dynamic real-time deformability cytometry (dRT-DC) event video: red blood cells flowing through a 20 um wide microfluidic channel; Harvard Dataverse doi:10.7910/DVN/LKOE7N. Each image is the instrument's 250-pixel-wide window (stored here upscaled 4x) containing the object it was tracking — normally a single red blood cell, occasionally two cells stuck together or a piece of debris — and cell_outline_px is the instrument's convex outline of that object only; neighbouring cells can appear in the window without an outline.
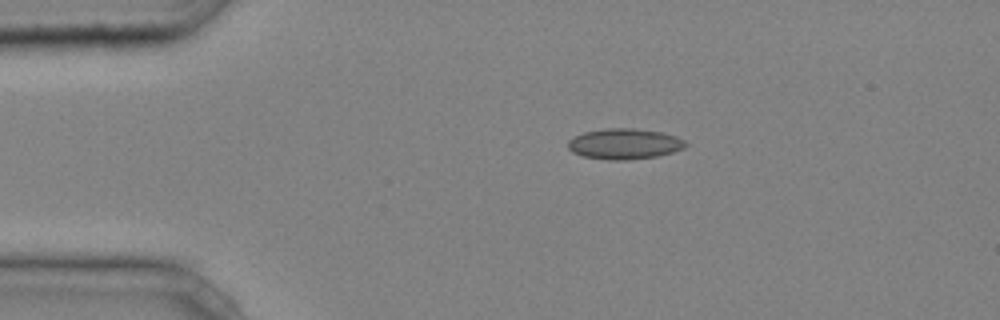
{"species": "common noctule bat (a hibernating species)", "species_latin": "Nyctalus noctula", "temperature_condition": "cold", "stored_images_in_passage": 35, "camera_frame_rate_fps": 3000, "um_per_image_px": 0.085, "animal": {"sex": "male", "body_mass_g": 20.4}, "frame": {"image": 1, "passage_image": 1, "time_ms": 0.0, "image_size_px": [1000, 320], "cell_outline_px": [[688, 144], [684, 148], [672, 152], [656, 156], [628, 160], [608, 160], [584, 156], [572, 152], [568, 148], [568, 140], [572, 136], [584, 132], [604, 128], [632, 128], [660, 132], [676, 136], [684, 140]], "centroid_in_image_um": [53.05, 12.22], "position_along_channel_um": 32.0, "area_um2": 21.04}}
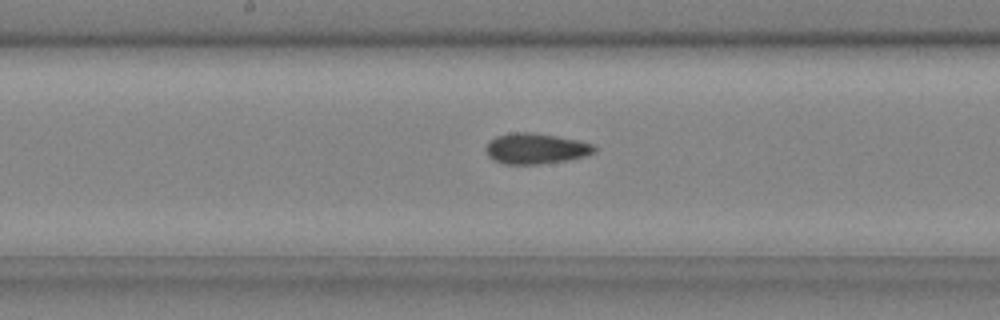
{"frame": {"image": 2, "passage_image": 16, "time_ms": 5.0, "image_size_px": [1000, 320], "cell_outline_px": [[596, 152], [584, 156], [568, 160], [540, 164], [504, 164], [488, 156], [484, 148], [488, 140], [496, 136], [512, 132], [532, 132], [580, 140], [592, 144], [596, 148]], "centroid_in_image_um": [45.52, 12.62], "position_along_channel_um": 202.7, "area_um2": 19.54}}
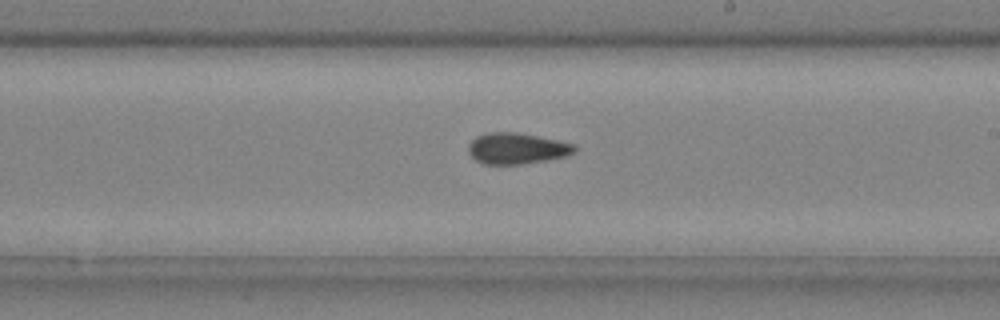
{"frame": {"image": 3, "passage_image": 19, "time_ms": 6.0, "image_size_px": [1000, 320], "cell_outline_px": [[576, 152], [564, 156], [544, 160], [520, 164], [484, 164], [476, 160], [468, 152], [468, 144], [476, 136], [488, 132], [516, 132], [576, 144]], "centroid_in_image_um": [43.9, 12.61], "position_along_channel_um": 245.1, "area_um2": 19.07}, "authors_computed_cell_mechanics": {"area_um2": 18.9006, "velocity_mm_per_s": 4.2553, "shape_relaxation_time_tau1_ms": null, "shape_relaxation_time_tau2_ms": 3.9298, "deformation_change_tau1": null, "deformation_change_tau2": 0.0929}}